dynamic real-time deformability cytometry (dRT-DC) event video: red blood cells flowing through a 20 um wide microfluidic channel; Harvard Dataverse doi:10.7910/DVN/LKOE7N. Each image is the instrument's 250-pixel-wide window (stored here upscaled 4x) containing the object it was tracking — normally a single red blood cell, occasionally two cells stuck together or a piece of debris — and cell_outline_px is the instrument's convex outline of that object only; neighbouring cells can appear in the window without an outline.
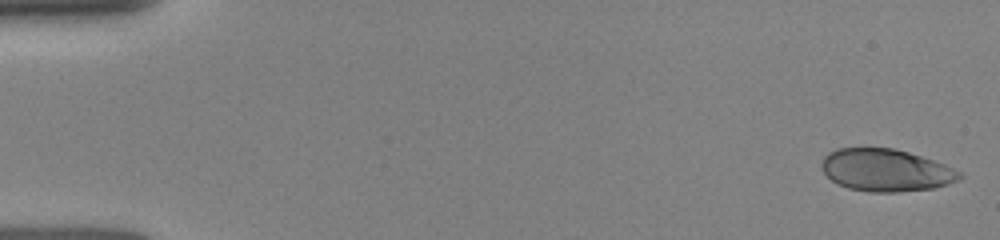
{"species": "human", "species_latin": "Homo sapiens", "temperature_condition": "room temperature", "stored_images_in_passage": 30, "camera_frame_rate_fps": 3000, "um_per_image_px": 0.085, "donor": {"sex": "female"}, "frame": {"image": 1, "passage_image": 1, "time_ms": 0.0, "image_size_px": [1000, 240], "cell_outline_px": [[964, 176], [960, 180], [948, 184], [932, 188], [900, 192], [868, 192], [848, 188], [836, 184], [824, 172], [820, 164], [824, 156], [828, 152], [836, 148], [892, 148], [908, 152], [944, 164], [960, 172]], "centroid_in_image_um": [75.28, 14.47], "position_along_channel_um": 9.7, "area_um2": 34.1}}
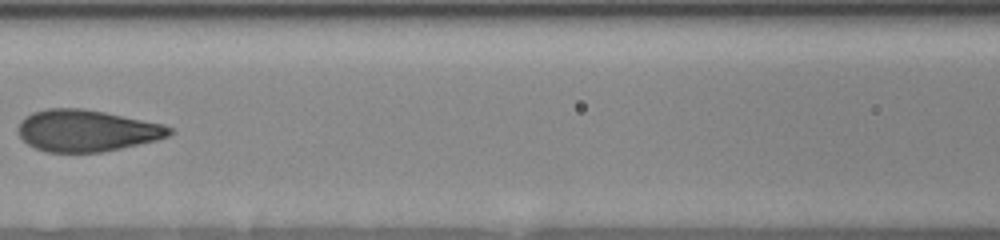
{"frame": {"image": 2, "passage_image": 23, "time_ms": 7.0, "image_size_px": [1000, 240], "cell_outline_px": [[176, 132], [168, 136], [156, 140], [120, 148], [100, 152], [48, 152], [36, 148], [28, 144], [20, 136], [20, 120], [24, 116], [32, 112], [48, 108], [80, 108], [104, 112], [164, 124], [172, 128]], "centroid_in_image_um": [7.38, 11.1], "position_along_channel_um": 159.2, "area_um2": 36.53}}
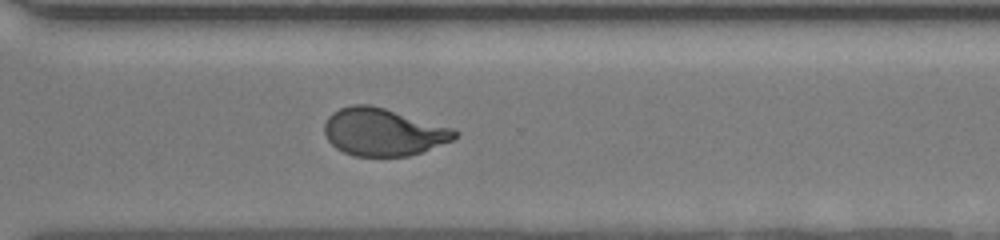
{"frame": {"image": 3, "passage_image": 30, "time_ms": 11.333, "image_size_px": [1000, 240], "cell_outline_px": [[460, 132], [452, 140], [420, 152], [408, 156], [356, 156], [344, 152], [336, 148], [328, 140], [324, 132], [324, 124], [328, 116], [332, 112], [340, 108], [352, 104], [372, 104], [452, 128]], "centroid_in_image_um": [32.53, 11.21], "position_along_channel_um": 338.1, "area_um2": 35.95}}